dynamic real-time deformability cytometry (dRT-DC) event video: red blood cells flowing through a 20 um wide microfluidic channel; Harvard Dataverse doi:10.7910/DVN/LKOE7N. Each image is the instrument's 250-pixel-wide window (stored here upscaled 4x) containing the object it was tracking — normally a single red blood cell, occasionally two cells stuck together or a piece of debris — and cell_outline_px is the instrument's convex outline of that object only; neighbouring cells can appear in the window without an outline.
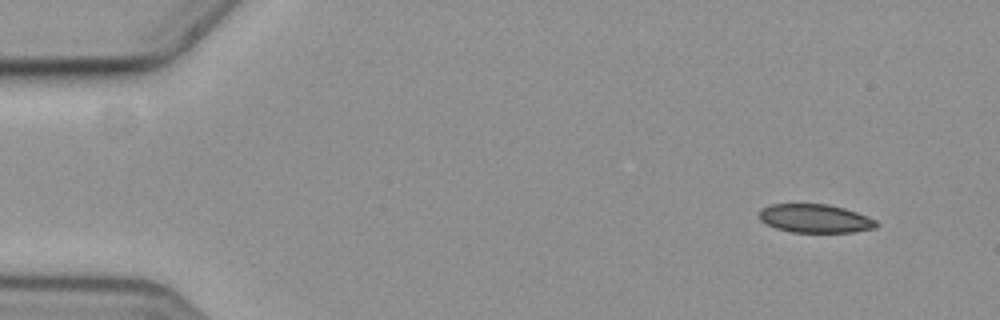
{"species": "common noctule bat (a hibernating species)", "species_latin": "Nyctalus noctula", "temperature_condition": "cold", "stored_images_in_passage": 5, "camera_frame_rate_fps": 3000, "um_per_image_px": 0.085, "animal": {"sex": "female", "body_mass_g": 19.3, "forearm_length_mm": 54.1}, "frame": {"image": 1, "passage_image": 1, "time_ms": 0.0, "image_size_px": [1000, 320], "cell_outline_px": [[880, 224], [876, 228], [852, 232], [792, 232], [776, 228], [760, 220], [760, 208], [772, 204], [828, 204], [844, 208], [856, 212], [876, 220]], "centroid_in_image_um": [69.3, 18.57], "position_along_channel_um": 15.7, "area_um2": 19.42}}
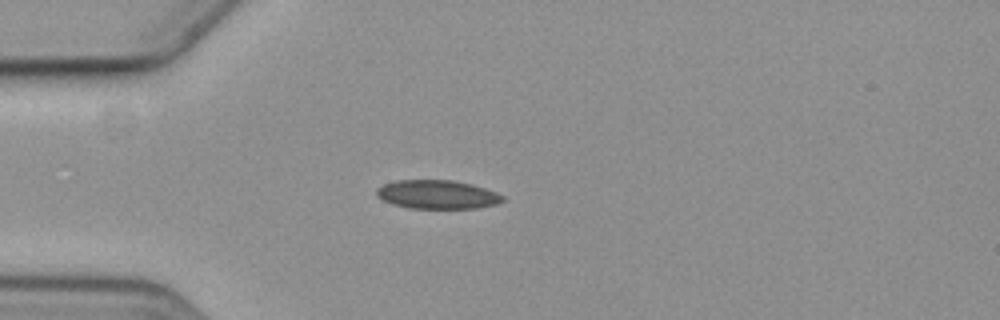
{"frame": {"image": 2, "passage_image": 4, "time_ms": 3.667, "image_size_px": [1000, 320], "cell_outline_px": [[504, 200], [496, 204], [476, 208], [408, 208], [392, 204], [376, 196], [376, 188], [384, 184], [396, 180], [452, 180], [472, 184], [496, 192], [504, 196]], "centroid_in_image_um": [37.15, 16.53], "position_along_channel_um": 47.9, "area_um2": 21.1}}
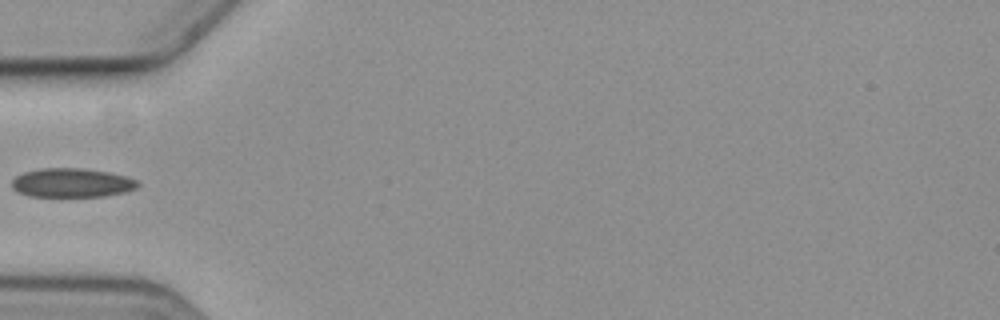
{"frame": {"image": 3, "passage_image": 5, "time_ms": 5.0, "image_size_px": [1000, 320], "cell_outline_px": [[140, 184], [136, 188], [124, 192], [104, 196], [28, 196], [16, 192], [12, 188], [12, 180], [16, 176], [24, 172], [40, 168], [84, 168], [108, 172], [124, 176], [136, 180]], "centroid_in_image_um": [6.07, 15.53], "position_along_channel_um": 78.9, "area_um2": 21.27}}